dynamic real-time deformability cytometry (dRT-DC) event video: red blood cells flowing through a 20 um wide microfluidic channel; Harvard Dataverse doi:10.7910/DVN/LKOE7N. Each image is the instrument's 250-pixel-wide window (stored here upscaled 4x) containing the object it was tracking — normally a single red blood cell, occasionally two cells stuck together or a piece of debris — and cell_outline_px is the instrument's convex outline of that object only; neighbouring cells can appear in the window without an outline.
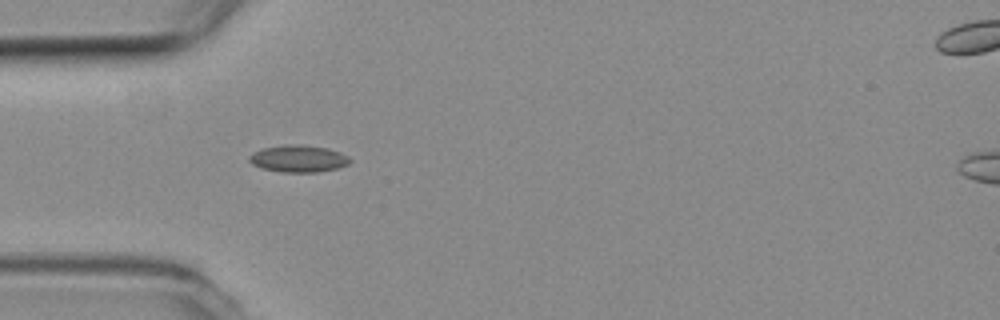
{"species": "common noctule bat (a hibernating species)", "species_latin": "Nyctalus noctula", "temperature_condition": "room temperature", "stored_images_in_passage": 26, "camera_frame_rate_fps": 3000, "um_per_image_px": 0.085, "animal": {"sex": "female", "body_mass_g": 19.3, "forearm_length_mm": 54.1}, "frame": {"image": 1, "passage_image": 1, "time_ms": 0.0, "image_size_px": [1000, 320], "cell_outline_px": [[352, 160], [348, 164], [336, 168], [316, 172], [280, 172], [260, 168], [252, 164], [248, 160], [248, 156], [252, 152], [264, 148], [288, 144], [300, 144], [328, 148], [340, 152], [348, 156]], "centroid_in_image_um": [25.34, 13.48], "position_along_channel_um": 59.7, "area_um2": 15.95}}
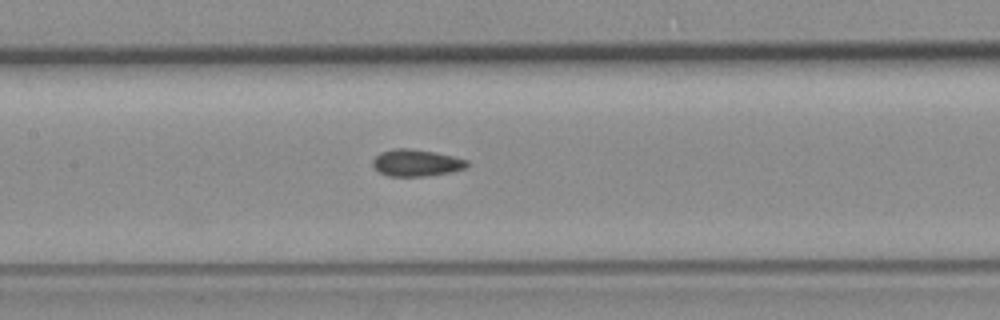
{"frame": {"image": 2, "passage_image": 10, "time_ms": 3.0, "image_size_px": [1000, 320], "cell_outline_px": [[468, 168], [452, 172], [424, 176], [388, 176], [380, 172], [372, 164], [372, 160], [380, 152], [392, 148], [408, 148], [436, 152], [468, 160]], "centroid_in_image_um": [35.4, 13.83], "position_along_channel_um": 172.0, "area_um2": 14.85}}
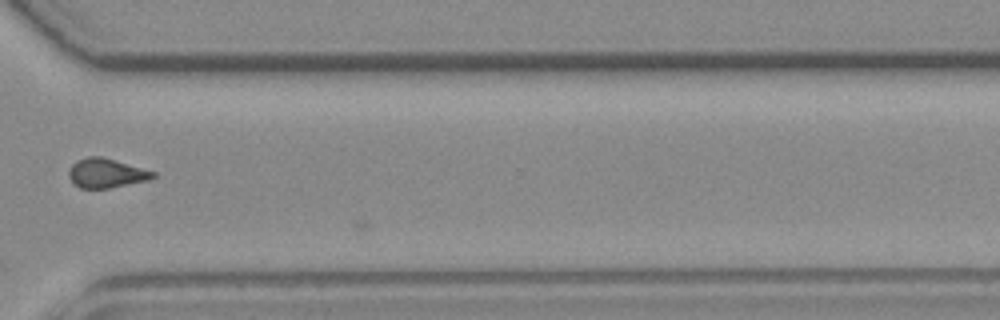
{"frame": {"image": 3, "passage_image": 25, "time_ms": 8.0, "image_size_px": [1000, 320], "cell_outline_px": [[156, 176], [148, 180], [108, 188], [80, 188], [72, 184], [68, 176], [68, 172], [72, 164], [76, 160], [88, 156], [104, 156], [156, 172]], "centroid_in_image_um": [9.0, 14.7], "position_along_channel_um": 361.6, "area_um2": 14.57}}